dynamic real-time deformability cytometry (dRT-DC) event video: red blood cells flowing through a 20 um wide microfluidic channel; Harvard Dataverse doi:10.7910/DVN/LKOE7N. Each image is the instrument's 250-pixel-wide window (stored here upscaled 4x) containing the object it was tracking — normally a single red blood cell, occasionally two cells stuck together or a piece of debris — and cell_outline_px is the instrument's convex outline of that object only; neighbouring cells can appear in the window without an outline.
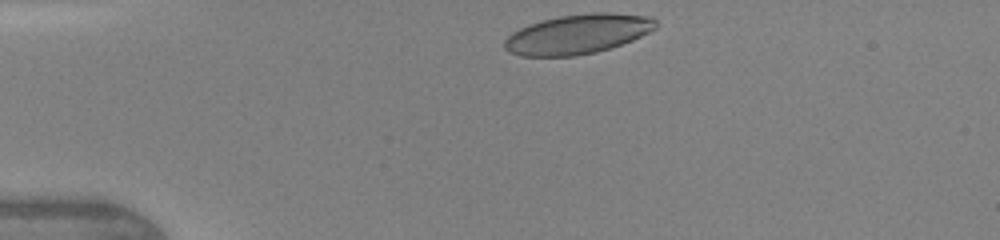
{"species": "human", "species_latin": "Homo sapiens", "temperature_condition": "warm", "stored_images_in_passage": 32, "camera_frame_rate_fps": 3000, "um_per_image_px": 0.085, "donor": {"sex": "female"}, "frame": {"image": 1, "passage_image": 1, "time_ms": 0.0, "image_size_px": [1000, 240], "cell_outline_px": [[656, 28], [632, 40], [596, 52], [576, 56], [520, 56], [508, 52], [504, 48], [504, 40], [512, 32], [528, 24], [560, 16], [592, 12], [608, 12], [652, 16], [656, 20]], "centroid_in_image_um": [49.09, 2.89], "position_along_channel_um": 35.9, "area_um2": 34.91}}
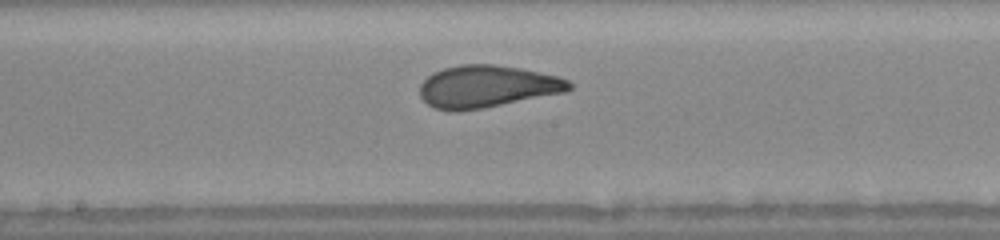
{"frame": {"image": 2, "passage_image": 16, "time_ms": 5.0, "image_size_px": [1000, 240], "cell_outline_px": [[572, 88], [568, 92], [484, 108], [456, 112], [452, 112], [436, 108], [428, 104], [420, 96], [420, 84], [432, 72], [444, 68], [460, 64], [492, 64], [520, 68], [560, 76], [568, 80], [572, 84]], "centroid_in_image_um": [41.42, 7.36], "position_along_channel_um": 206.8, "area_um2": 37.11}}
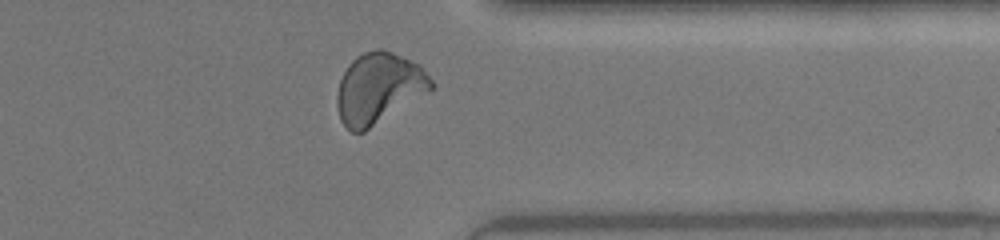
{"frame": {"image": 3, "passage_image": 28, "time_ms": 9.0, "image_size_px": [1000, 240], "cell_outline_px": [[432, 88], [428, 92], [364, 132], [352, 132], [340, 120], [336, 104], [336, 96], [340, 80], [348, 64], [356, 56], [364, 52], [376, 48], [380, 48], [392, 52], [420, 64], [432, 80]], "centroid_in_image_um": [32.17, 7.49], "position_along_channel_um": 379.2, "area_um2": 38.67}, "authors_computed_cell_mechanics": {"area_um2": 36.3273, "velocity_mm_per_s": 4.3842, "shape_relaxation_time_tau1_ms": 4.4449, "shape_relaxation_time_tau2_ms": null, "deformation_change_tau1": 0.1736, "deformation_change_tau2": null}}